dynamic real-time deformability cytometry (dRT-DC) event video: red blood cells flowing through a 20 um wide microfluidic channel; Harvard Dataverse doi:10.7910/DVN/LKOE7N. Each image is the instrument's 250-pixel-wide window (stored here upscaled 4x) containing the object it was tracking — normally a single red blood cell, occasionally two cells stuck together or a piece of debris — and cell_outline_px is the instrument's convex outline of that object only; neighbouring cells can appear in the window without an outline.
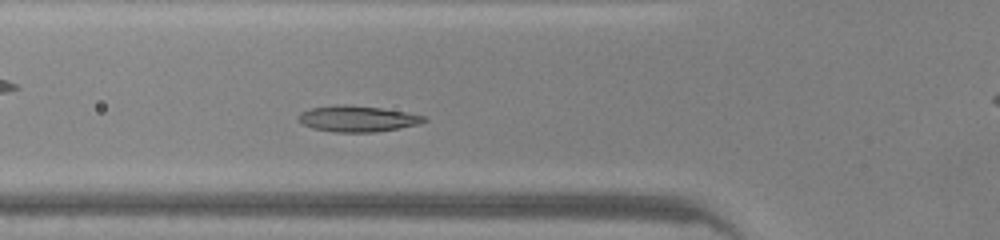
{"species": "common noctule bat (a hibernating species)", "species_latin": "Nyctalus noctula", "temperature_condition": "warm", "stored_images_in_passage": 41, "camera_frame_rate_fps": 3000, "um_per_image_px": 0.085, "animal": {"sex": "male", "body_mass_g": 20.0, "forearm_length_mm": 53.3}, "frame": {"image": 1, "passage_image": 9, "time_ms": 2.667, "image_size_px": [1000, 240], "cell_outline_px": [[428, 120], [420, 124], [376, 132], [336, 132], [312, 128], [296, 120], [296, 116], [300, 112], [312, 108], [336, 104], [344, 104], [380, 108], [404, 112], [424, 116]], "centroid_in_image_um": [30.34, 10.09], "position_along_channel_um": 95.5, "area_um2": 19.02}}
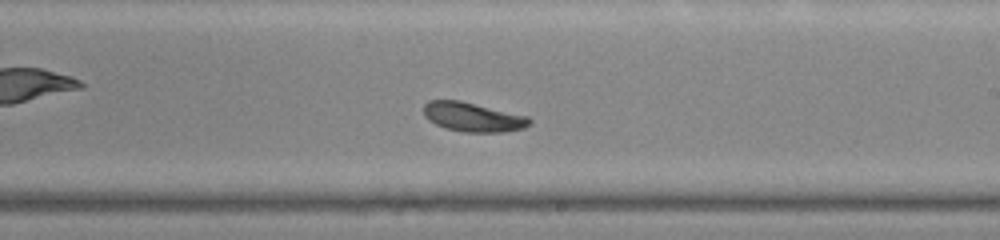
{"frame": {"image": 2, "passage_image": 20, "time_ms": 6.333, "image_size_px": [1000, 240], "cell_outline_px": [[532, 124], [524, 128], [504, 132], [464, 132], [444, 128], [428, 120], [424, 116], [424, 104], [428, 100], [460, 100], [528, 116], [532, 120]], "centroid_in_image_um": [40.2, 9.95], "position_along_channel_um": 248.8, "area_um2": 18.21}}
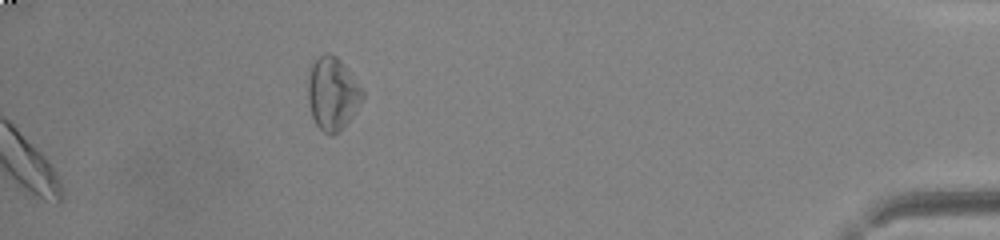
{"frame": {"image": 3, "passage_image": 41, "time_ms": 13.333, "image_size_px": [1000, 240], "cell_outline_px": [[364, 96], [360, 104], [340, 132], [332, 136], [324, 132], [316, 124], [312, 116], [308, 100], [308, 80], [312, 64], [324, 52], [328, 52], [336, 56], [340, 60], [364, 92]], "centroid_in_image_um": [28.25, 7.98], "position_along_channel_um": 406.9, "area_um2": 22.83}, "authors_computed_cell_mechanics": {"area_um2": 18.6116, "velocity_mm_per_s": 4.1868, "shape_relaxation_time_tau1_ms": 1.9886, "shape_relaxation_time_tau2_ms": null, "deformation_change_tau1": 0.1293, "deformation_change_tau2": null}}